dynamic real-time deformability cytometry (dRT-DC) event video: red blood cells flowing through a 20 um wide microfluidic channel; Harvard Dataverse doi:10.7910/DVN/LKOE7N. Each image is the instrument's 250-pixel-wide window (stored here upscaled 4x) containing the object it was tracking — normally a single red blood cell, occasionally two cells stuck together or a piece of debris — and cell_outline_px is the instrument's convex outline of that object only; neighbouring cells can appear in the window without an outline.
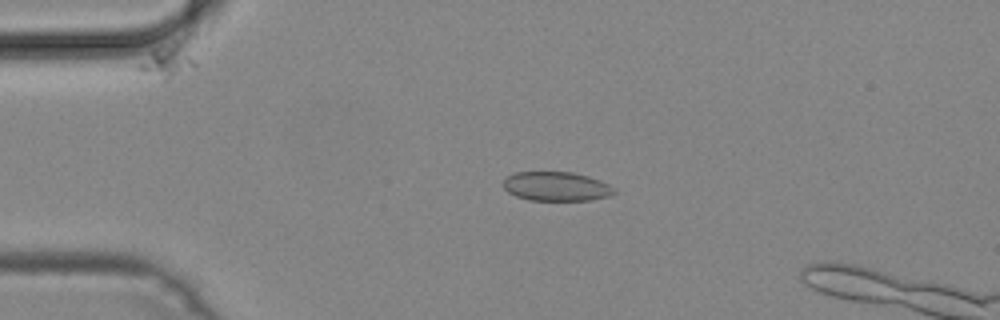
{"species": "common noctule bat (a hibernating species)", "species_latin": "Nyctalus noctula", "temperature_condition": "cold", "stored_images_in_passage": 36, "camera_frame_rate_fps": 3000, "um_per_image_px": 0.085, "animal": {"sex": "male", "body_mass_g": 19.2, "forearm_length_mm": 51.8}, "frame": {"image": 1, "passage_image": 11, "time_ms": 3.333, "image_size_px": [1000, 320], "cell_outline_px": [[616, 192], [608, 196], [588, 200], [528, 200], [516, 196], [508, 192], [504, 188], [504, 180], [508, 176], [516, 172], [572, 172], [588, 176], [600, 180], [616, 188]], "centroid_in_image_um": [47.3, 15.84], "position_along_channel_um": 37.7, "area_um2": 18.79}}
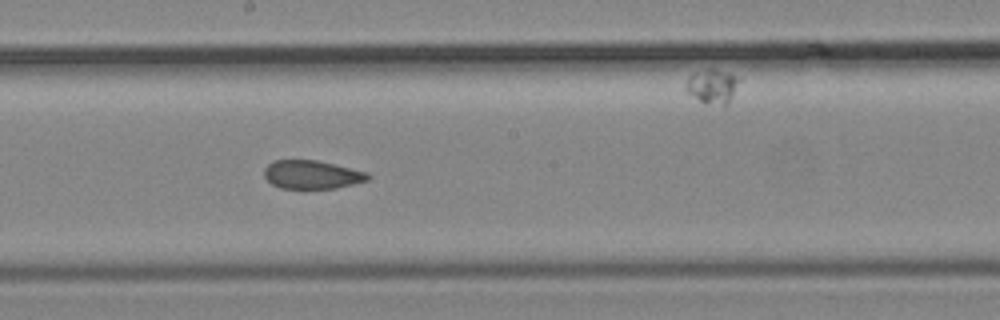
{"frame": {"image": 2, "passage_image": 27, "time_ms": 8.667, "image_size_px": [1000, 320], "cell_outline_px": [[372, 176], [368, 180], [336, 188], [280, 188], [272, 184], [264, 176], [264, 168], [272, 160], [316, 160], [368, 172]], "centroid_in_image_um": [26.51, 14.83], "position_along_channel_um": 221.7, "area_um2": 17.17}}
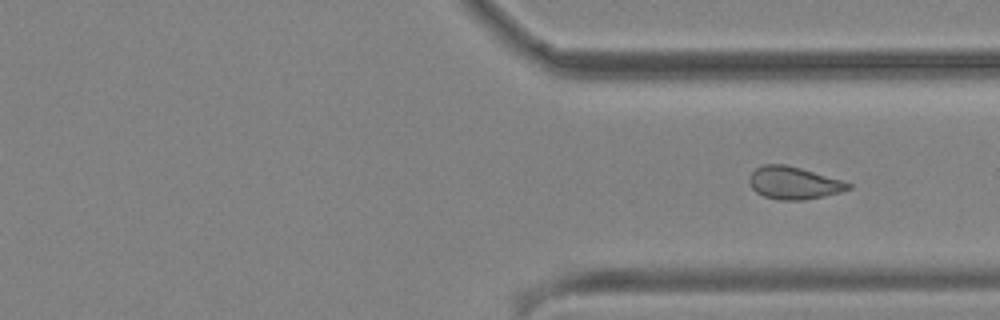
{"frame": {"image": 3, "passage_image": 36, "time_ms": 11.667, "image_size_px": [1000, 320], "cell_outline_px": [[852, 188], [840, 192], [824, 196], [804, 200], [780, 200], [764, 196], [756, 192], [752, 188], [748, 180], [748, 176], [756, 168], [764, 164], [784, 164], [800, 168], [844, 180], [852, 184]], "centroid_in_image_um": [67.48, 15.55], "position_along_channel_um": 343.9, "area_um2": 18.84}}